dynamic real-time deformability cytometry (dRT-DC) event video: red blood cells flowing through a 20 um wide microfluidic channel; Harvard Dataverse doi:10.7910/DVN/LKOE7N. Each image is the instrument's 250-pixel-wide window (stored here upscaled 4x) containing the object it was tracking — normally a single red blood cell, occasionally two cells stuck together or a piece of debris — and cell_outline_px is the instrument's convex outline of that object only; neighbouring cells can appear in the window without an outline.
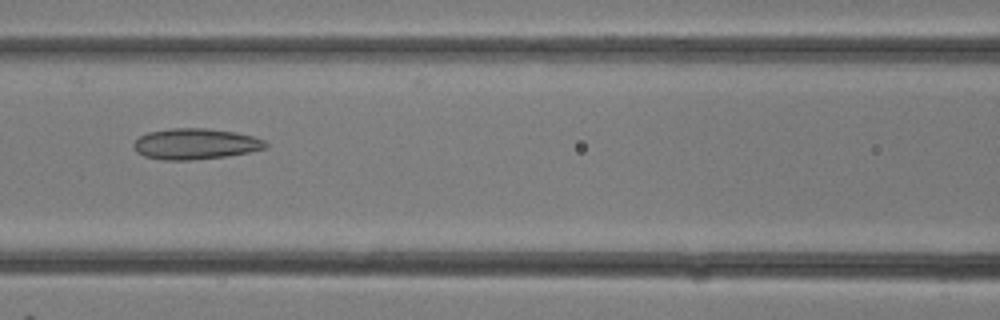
{"species": "common noctule bat (a hibernating species)", "species_latin": "Nyctalus noctula", "temperature_condition": "room temperature", "stored_images_in_passage": 18, "camera_frame_rate_fps": 3000, "um_per_image_px": 0.085, "animal": {"sex": "female"}, "frame": {"image": 1, "passage_image": 13, "time_ms": 4.0, "image_size_px": [1000, 320], "cell_outline_px": [[268, 144], [264, 148], [248, 152], [224, 156], [192, 160], [164, 160], [144, 156], [136, 152], [132, 144], [140, 136], [148, 132], [172, 128], [204, 128], [236, 132], [252, 136], [264, 140]], "centroid_in_image_um": [16.57, 12.23], "position_along_channel_um": 150.0, "area_um2": 23.58}}
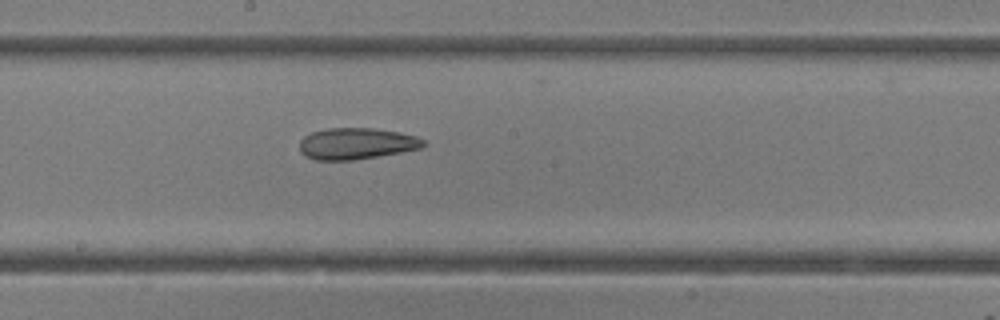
{"frame": {"image": 2, "passage_image": 16, "time_ms": 5.0, "image_size_px": [1000, 320], "cell_outline_px": [[424, 144], [420, 148], [400, 152], [352, 160], [316, 160], [304, 156], [300, 152], [300, 140], [304, 136], [312, 132], [328, 128], [372, 128], [396, 132], [416, 136], [424, 140]], "centroid_in_image_um": [30.24, 12.21], "position_along_channel_um": 218.0, "area_um2": 22.43}}
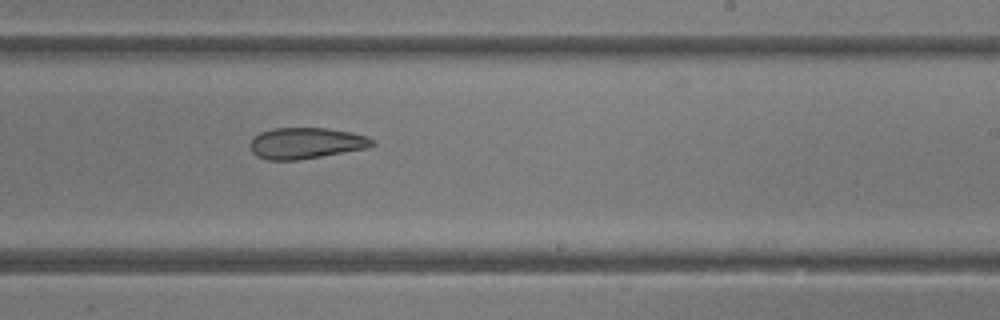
{"frame": {"image": 3, "passage_image": 18, "time_ms": 5.667, "image_size_px": [1000, 320], "cell_outline_px": [[376, 144], [368, 148], [300, 160], [268, 160], [256, 156], [252, 152], [248, 144], [252, 136], [260, 132], [272, 128], [328, 128], [352, 132], [368, 136]], "centroid_in_image_um": [25.98, 12.17], "position_along_channel_um": 263.0, "area_um2": 22.54}}